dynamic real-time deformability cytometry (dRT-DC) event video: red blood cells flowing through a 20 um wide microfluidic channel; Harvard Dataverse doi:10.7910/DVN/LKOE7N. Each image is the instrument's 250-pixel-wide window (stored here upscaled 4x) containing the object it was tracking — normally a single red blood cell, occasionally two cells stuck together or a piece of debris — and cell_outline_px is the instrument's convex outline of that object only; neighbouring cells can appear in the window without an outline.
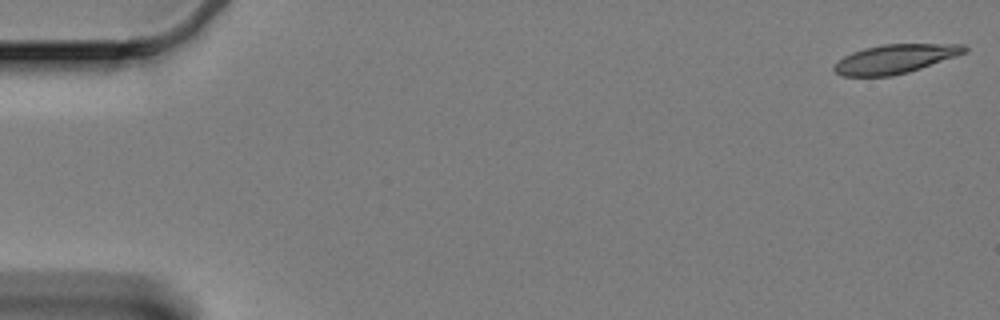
{"species": "Egyptian fruit bat (a non-hibernating species)", "species_latin": "Rousettus aegyptiacus", "temperature_condition": "cold", "stored_images_in_passage": 11, "camera_frame_rate_fps": 3000, "um_per_image_px": 0.085, "animal": {"sex": "female"}, "frame": {"image": 1, "passage_image": 1, "time_ms": 0.0, "image_size_px": [1000, 320], "cell_outline_px": [[968, 48], [964, 52], [956, 56], [908, 72], [892, 76], [844, 76], [836, 72], [832, 68], [844, 56], [852, 52], [864, 48], [884, 44], [964, 44]], "centroid_in_image_um": [76.08, 5.0], "position_along_channel_um": 8.9, "area_um2": 21.73}}